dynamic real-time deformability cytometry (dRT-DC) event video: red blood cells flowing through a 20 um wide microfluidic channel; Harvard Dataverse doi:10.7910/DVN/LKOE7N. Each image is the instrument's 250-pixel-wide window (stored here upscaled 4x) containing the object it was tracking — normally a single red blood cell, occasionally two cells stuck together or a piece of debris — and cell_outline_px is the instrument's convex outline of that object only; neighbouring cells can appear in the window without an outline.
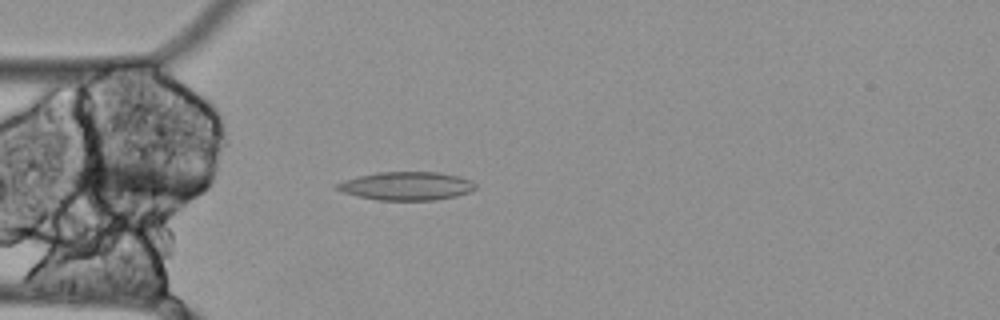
{"species": "Egyptian fruit bat (a non-hibernating species)", "species_latin": "Rousettus aegyptiacus", "temperature_condition": "cold", "stored_images_in_passage": 5, "camera_frame_rate_fps": 3000, "um_per_image_px": 0.085, "animal": {"sex": "female"}, "frame": {"image": 1, "passage_image": 1, "time_ms": 0.0, "image_size_px": [1000, 320], "cell_outline_px": [[476, 188], [468, 192], [456, 196], [436, 200], [376, 200], [344, 192], [336, 188], [332, 184], [344, 180], [376, 172], [440, 172], [456, 176], [468, 180], [476, 184]], "centroid_in_image_um": [34.53, 15.81], "position_along_channel_um": 50.5, "area_um2": 22.72}}
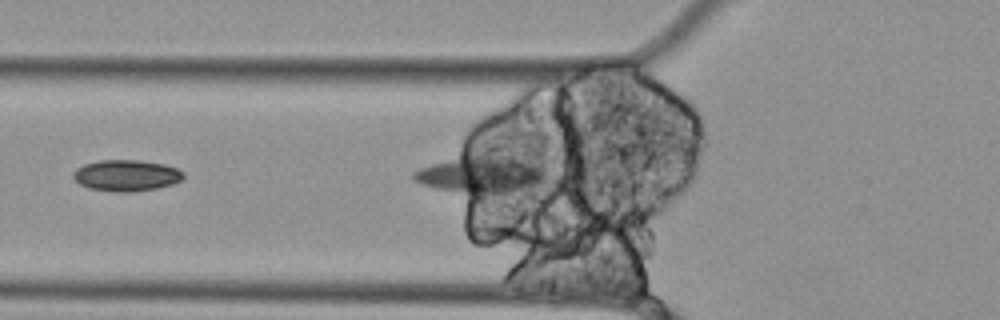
{"frame": {"image": 2, "passage_image": 4, "time_ms": 1.0, "image_size_px": [1000, 320], "cell_outline_px": [[184, 176], [180, 180], [172, 184], [156, 188], [132, 192], [120, 192], [88, 188], [80, 184], [72, 176], [72, 172], [76, 168], [84, 164], [96, 160], [140, 160], [164, 164], [176, 168], [184, 172]], "centroid_in_image_um": [10.71, 14.9], "position_along_channel_um": 115.1, "area_um2": 20.11}}